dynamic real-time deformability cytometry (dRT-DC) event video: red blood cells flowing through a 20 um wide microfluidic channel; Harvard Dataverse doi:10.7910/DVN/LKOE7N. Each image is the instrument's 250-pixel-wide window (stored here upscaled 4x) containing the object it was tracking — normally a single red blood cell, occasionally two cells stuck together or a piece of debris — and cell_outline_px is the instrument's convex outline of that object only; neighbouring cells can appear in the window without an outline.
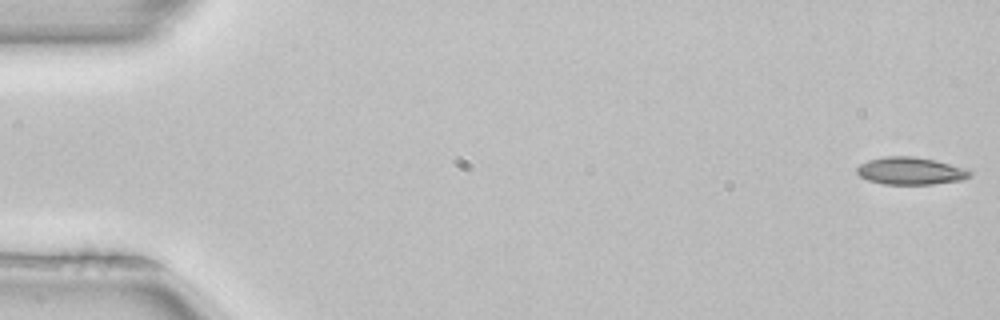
{"species": "common noctule bat (a hibernating species)", "species_latin": "Nyctalus noctula", "temperature_condition": "room temperature", "stored_images_in_passage": 5, "camera_frame_rate_fps": 3000, "um_per_image_px": 0.085, "animal": {"sex": "female", "body_mass_g": 22.7, "forearm_length_mm": 54.2}, "frame": {"image": 1, "passage_image": 1, "time_ms": 0.0, "image_size_px": [1000, 320], "cell_outline_px": [[972, 176], [964, 180], [932, 184], [884, 184], [868, 180], [860, 176], [856, 172], [856, 168], [860, 164], [868, 160], [884, 156], [916, 156], [936, 160], [968, 168], [972, 172]], "centroid_in_image_um": [77.44, 14.52], "position_along_channel_um": 7.6, "area_um2": 18.38}}